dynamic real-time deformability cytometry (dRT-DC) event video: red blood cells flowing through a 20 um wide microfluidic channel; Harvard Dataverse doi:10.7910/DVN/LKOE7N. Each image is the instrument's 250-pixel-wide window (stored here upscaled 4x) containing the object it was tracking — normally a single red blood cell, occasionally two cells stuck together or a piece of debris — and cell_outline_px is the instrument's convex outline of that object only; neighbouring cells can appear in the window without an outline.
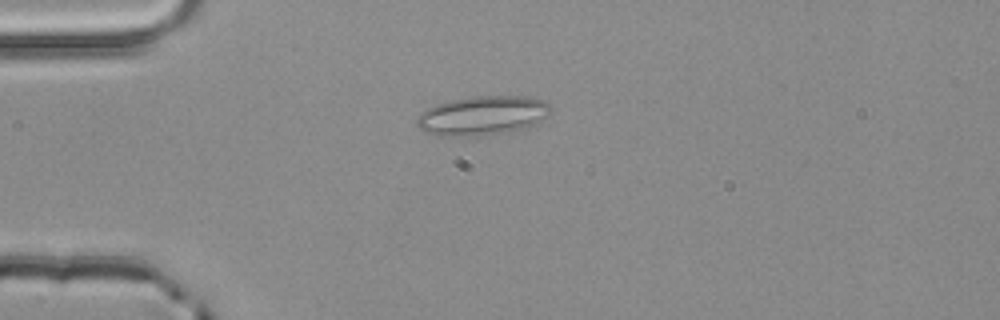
{"species": "common noctule bat (a hibernating species)", "species_latin": "Nyctalus noctula", "temperature_condition": "room temperature", "stored_images_in_passage": 1, "camera_frame_rate_fps": 3000, "um_per_image_px": 0.085, "animal": {"sex": "male", "body_mass_g": 20.4}, "frame": {"image": 1, "passage_image": 1, "time_ms": 0.0, "image_size_px": [1000, 320], "cell_outline_px": [[552, 112], [532, 124], [520, 128], [504, 132], [484, 136], [440, 136], [428, 132], [420, 128], [416, 124], [416, 120], [420, 112], [436, 104], [452, 100], [476, 96], [524, 96], [544, 100], [552, 108]], "centroid_in_image_um": [40.98, 9.82], "position_along_channel_um": 44.0, "area_um2": 30.29}}